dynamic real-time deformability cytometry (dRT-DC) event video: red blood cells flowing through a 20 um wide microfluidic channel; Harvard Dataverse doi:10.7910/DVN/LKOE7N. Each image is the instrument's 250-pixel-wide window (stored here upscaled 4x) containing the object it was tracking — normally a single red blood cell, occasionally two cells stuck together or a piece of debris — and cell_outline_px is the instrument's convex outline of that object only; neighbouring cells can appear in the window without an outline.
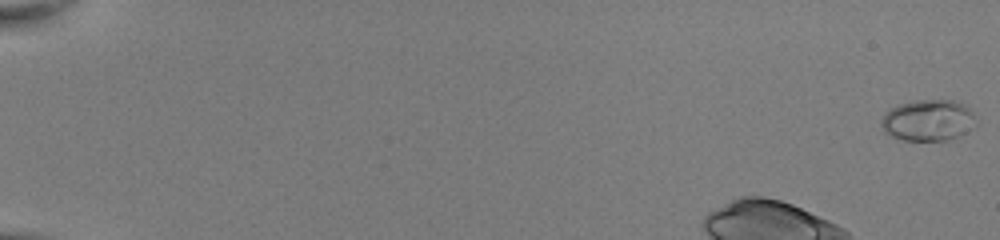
{"species": "common noctule bat (a hibernating species)", "species_latin": "Nyctalus noctula", "temperature_condition": "room temperature", "stored_images_in_passage": 43, "camera_frame_rate_fps": 3000, "um_per_image_px": 0.085, "animal": {"sex": "female", "body_mass_g": 22.0, "forearm_length_mm": 56.7}, "frame": {"image": 1, "passage_image": 1, "time_ms": 0.0, "image_size_px": [1000, 240], "cell_outline_px": [[976, 124], [972, 128], [948, 140], [904, 140], [892, 136], [884, 132], [880, 124], [880, 120], [892, 108], [900, 104], [912, 100], [952, 100], [964, 104], [972, 112]], "centroid_in_image_um": [78.87, 10.22], "position_along_channel_um": 6.1, "area_um2": 22.54}}